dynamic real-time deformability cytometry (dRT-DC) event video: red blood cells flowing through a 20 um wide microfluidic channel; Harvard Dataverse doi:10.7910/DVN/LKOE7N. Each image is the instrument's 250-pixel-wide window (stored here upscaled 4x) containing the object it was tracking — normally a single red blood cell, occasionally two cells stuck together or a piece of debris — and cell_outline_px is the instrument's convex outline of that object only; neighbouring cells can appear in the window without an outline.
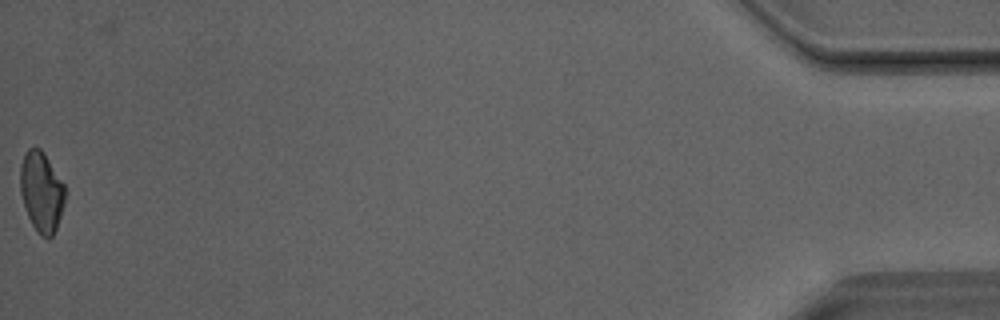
{"species": "Egyptian fruit bat (a non-hibernating species)", "species_latin": "Rousettus aegyptiacus", "temperature_condition": "room temperature", "stored_images_in_passage": 40, "camera_frame_rate_fps": 3000, "um_per_image_px": 0.085, "animal": {"sex": "male"}, "frame": {"image": 1, "passage_image": 40, "time_ms": 13.0, "image_size_px": [1000, 320], "cell_outline_px": [[68, 192], [56, 228], [52, 236], [40, 236], [36, 232], [28, 216], [20, 192], [20, 164], [24, 152], [28, 148], [40, 148], [44, 152], [64, 184]], "centroid_in_image_um": [3.53, 16.27], "position_along_channel_um": 431.7, "area_um2": 21.1}}